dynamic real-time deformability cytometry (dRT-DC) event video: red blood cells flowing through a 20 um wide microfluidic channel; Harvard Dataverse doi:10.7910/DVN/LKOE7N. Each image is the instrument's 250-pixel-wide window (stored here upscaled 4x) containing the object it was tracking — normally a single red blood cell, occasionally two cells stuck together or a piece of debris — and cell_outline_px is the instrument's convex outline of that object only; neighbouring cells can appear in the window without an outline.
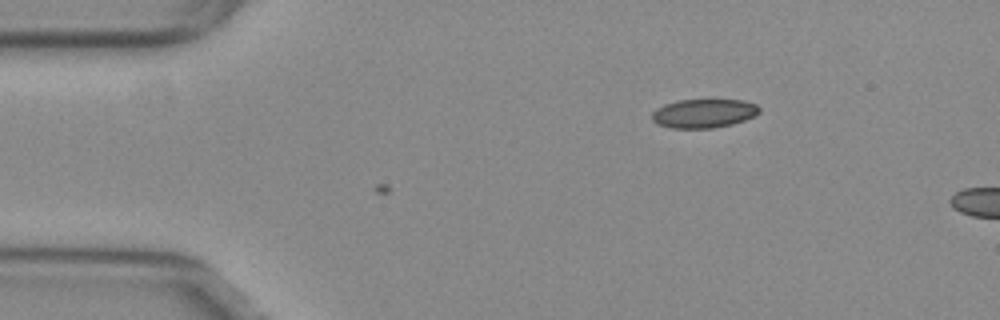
{"species": "common noctule bat (a hibernating species)", "species_latin": "Nyctalus noctula", "temperature_condition": "warm", "stored_images_in_passage": 16, "camera_frame_rate_fps": 3000, "um_per_image_px": 0.085, "animal": {"sex": "female", "body_mass_g": 29.2, "forearm_length_mm": 56.3}, "frame": {"image": 1, "passage_image": 16, "time_ms": 5.0, "image_size_px": [1000, 320], "cell_outline_px": [[760, 112], [756, 116], [732, 124], [712, 128], [672, 128], [656, 124], [652, 120], [652, 112], [656, 108], [664, 104], [680, 100], [744, 100], [756, 104], [760, 108]], "centroid_in_image_um": [59.82, 9.64], "position_along_channel_um": 25.2, "area_um2": 18.15}}